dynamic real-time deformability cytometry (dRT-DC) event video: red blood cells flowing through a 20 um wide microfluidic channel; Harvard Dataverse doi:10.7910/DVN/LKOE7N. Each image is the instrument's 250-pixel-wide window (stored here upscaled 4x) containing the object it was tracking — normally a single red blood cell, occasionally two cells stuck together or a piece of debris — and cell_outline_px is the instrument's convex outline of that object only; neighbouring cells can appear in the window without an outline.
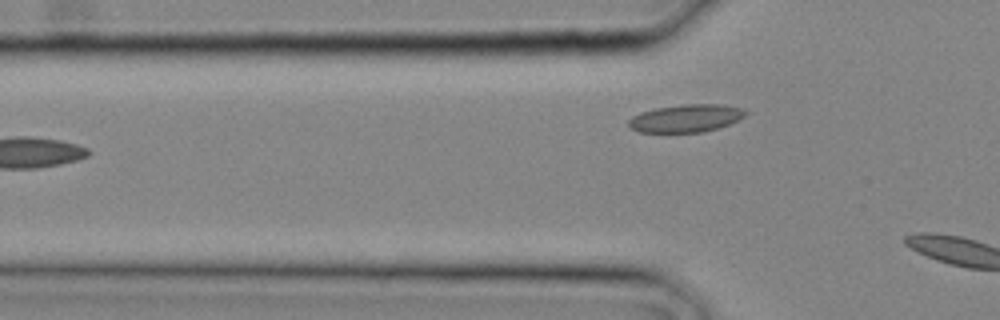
{"species": "common noctule bat (a hibernating species)", "species_latin": "Nyctalus noctula", "temperature_condition": "cold", "stored_images_in_passage": 6, "camera_frame_rate_fps": 3000, "um_per_image_px": 0.085, "animal": {"sex": "male", "body_mass_g": 20.4}, "frame": {"image": 1, "passage_image": 6, "time_ms": 1.667, "image_size_px": [1000, 320], "cell_outline_px": [[748, 112], [744, 116], [728, 124], [716, 128], [700, 132], [640, 132], [632, 128], [628, 124], [628, 120], [632, 116], [640, 112], [656, 108], [684, 104], [724, 104], [740, 108]], "centroid_in_image_um": [58.28, 10.04], "position_along_channel_um": 67.5, "area_um2": 18.67}}